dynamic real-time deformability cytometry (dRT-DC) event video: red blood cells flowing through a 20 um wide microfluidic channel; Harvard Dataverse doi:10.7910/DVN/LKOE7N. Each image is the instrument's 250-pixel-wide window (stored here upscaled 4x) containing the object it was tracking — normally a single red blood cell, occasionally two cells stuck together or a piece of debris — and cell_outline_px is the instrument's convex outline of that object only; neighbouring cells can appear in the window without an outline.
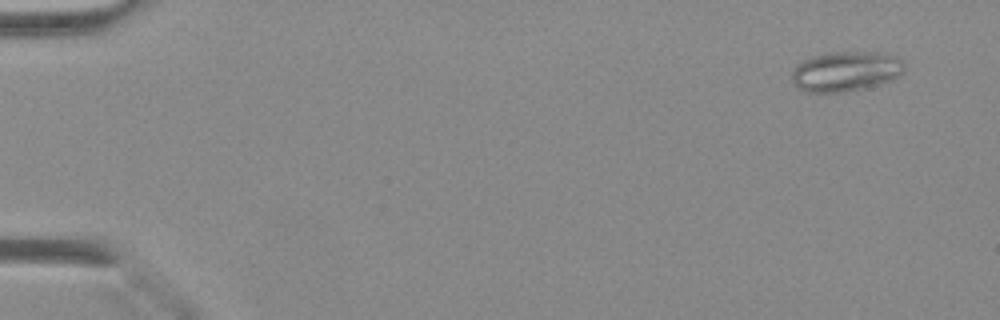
{"species": "Egyptian fruit bat (a non-hibernating species)", "species_latin": "Rousettus aegyptiacus", "temperature_condition": "warm", "stored_images_in_passage": 42, "camera_frame_rate_fps": 3000, "um_per_image_px": 0.085, "animal": {"sex": "female"}, "frame": {"image": 1, "passage_image": 3, "time_ms": 0.667, "image_size_px": [1000, 320], "cell_outline_px": [[904, 72], [892, 80], [860, 88], [840, 92], [808, 92], [796, 88], [792, 80], [792, 72], [796, 64], [812, 56], [828, 52], [880, 52], [896, 56], [904, 64]], "centroid_in_image_um": [71.86, 6.05], "position_along_channel_um": 13.1, "area_um2": 26.13}}
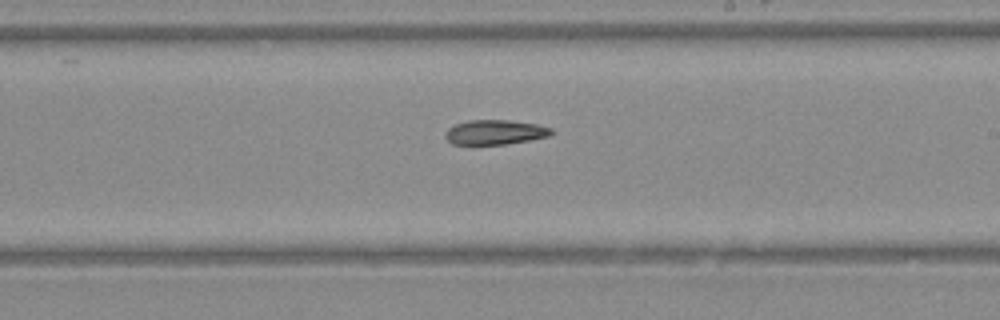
{"frame": {"image": 2, "passage_image": 26, "time_ms": 8.333, "image_size_px": [1000, 320], "cell_outline_px": [[552, 136], [504, 144], [452, 144], [444, 136], [444, 132], [448, 128], [456, 124], [468, 120], [508, 120], [536, 124], [552, 128]], "centroid_in_image_um": [42.07, 11.23], "position_along_channel_um": 246.9, "area_um2": 15.2}}
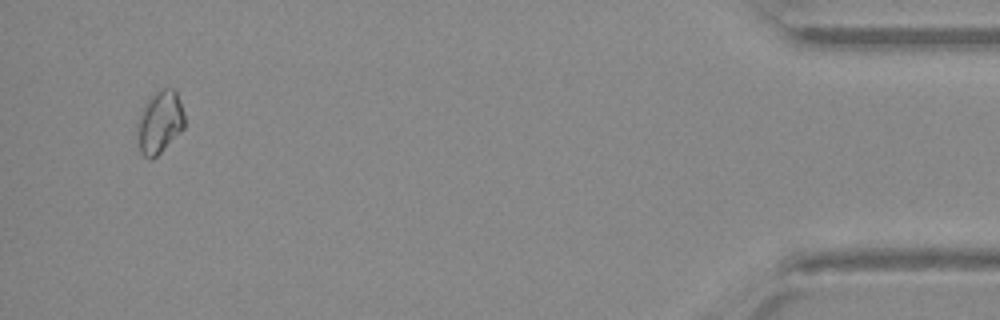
{"frame": {"image": 3, "passage_image": 41, "time_ms": 13.333, "image_size_px": [1000, 320], "cell_outline_px": [[184, 128], [152, 160], [148, 160], [140, 152], [136, 136], [136, 124], [140, 112], [148, 96], [152, 92], [160, 88], [176, 88], [184, 112]], "centroid_in_image_um": [13.54, 10.34], "position_along_channel_um": 421.7, "area_um2": 17.8}}